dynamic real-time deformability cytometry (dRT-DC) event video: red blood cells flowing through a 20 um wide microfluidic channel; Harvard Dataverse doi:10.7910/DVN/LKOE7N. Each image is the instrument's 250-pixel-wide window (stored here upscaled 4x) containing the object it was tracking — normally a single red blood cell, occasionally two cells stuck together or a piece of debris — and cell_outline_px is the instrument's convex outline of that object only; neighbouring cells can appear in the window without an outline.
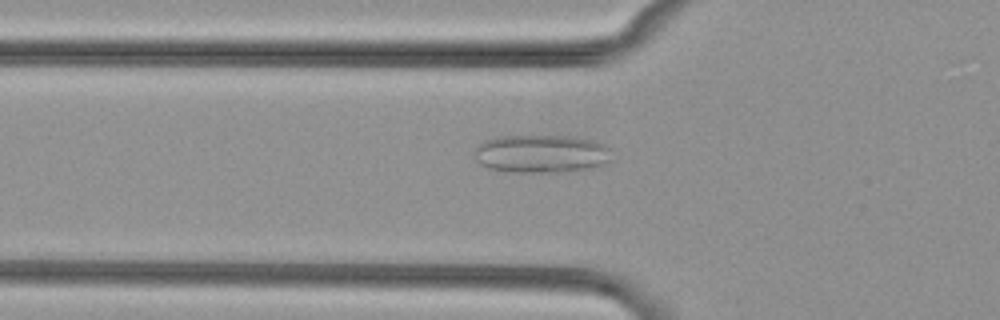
{"species": "common noctule bat (a hibernating species)", "species_latin": "Nyctalus noctula", "temperature_condition": "cold", "stored_images_in_passage": 54, "camera_frame_rate_fps": 3000, "um_per_image_px": 0.085, "animal": {"sex": "female", "body_mass_g": 29.2, "forearm_length_mm": 56.3}, "frame": {"image": 1, "passage_image": 19, "time_ms": 6.0, "image_size_px": [1000, 320], "cell_outline_px": [[612, 160], [608, 164], [592, 168], [560, 172], [508, 172], [488, 168], [480, 164], [476, 160], [476, 144], [484, 140], [496, 136], [572, 136], [592, 140], [608, 144], [612, 148]], "centroid_in_image_um": [46.08, 13.07], "position_along_channel_um": 79.7, "area_um2": 31.21}}
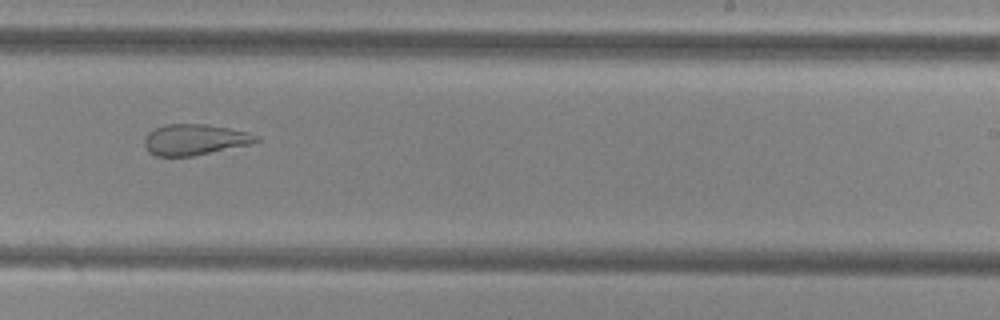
{"frame": {"image": 2, "passage_image": 34, "time_ms": 11.0, "image_size_px": [1000, 320], "cell_outline_px": [[260, 140], [252, 144], [192, 156], [156, 156], [148, 152], [144, 144], [144, 136], [148, 132], [164, 124], [204, 124], [228, 128], [248, 132], [260, 136]], "centroid_in_image_um": [16.55, 11.87], "position_along_channel_um": 272.5, "area_um2": 20.23}}
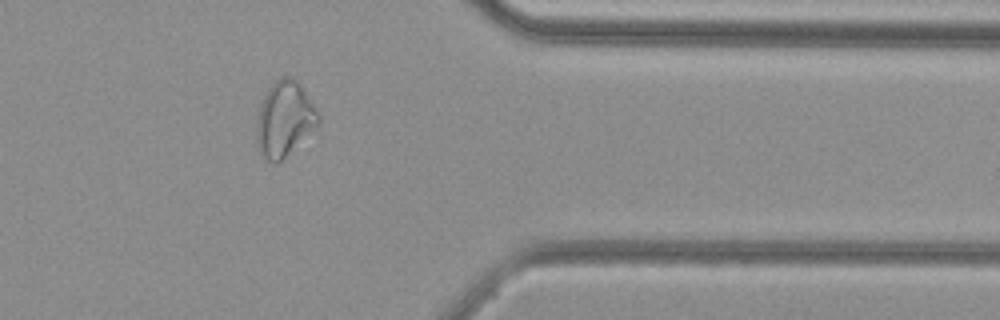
{"frame": {"image": 3, "passage_image": 44, "time_ms": 14.333, "image_size_px": [1000, 320], "cell_outline_px": [[320, 124], [280, 164], [272, 164], [260, 156], [256, 140], [256, 124], [260, 104], [268, 88], [280, 76], [292, 76], [300, 84], [320, 116]], "centroid_in_image_um": [24.17, 10.18], "position_along_channel_um": 387.2, "area_um2": 27.63}, "authors_computed_cell_mechanics": {"area_um2": 27.5417, "velocity_mm_per_s": 3.8417, "shape_relaxation_time_tau1_ms": null, "shape_relaxation_time_tau2_ms": 1.8374, "deformation_change_tau1": null, "deformation_change_tau2": 0.0962}}